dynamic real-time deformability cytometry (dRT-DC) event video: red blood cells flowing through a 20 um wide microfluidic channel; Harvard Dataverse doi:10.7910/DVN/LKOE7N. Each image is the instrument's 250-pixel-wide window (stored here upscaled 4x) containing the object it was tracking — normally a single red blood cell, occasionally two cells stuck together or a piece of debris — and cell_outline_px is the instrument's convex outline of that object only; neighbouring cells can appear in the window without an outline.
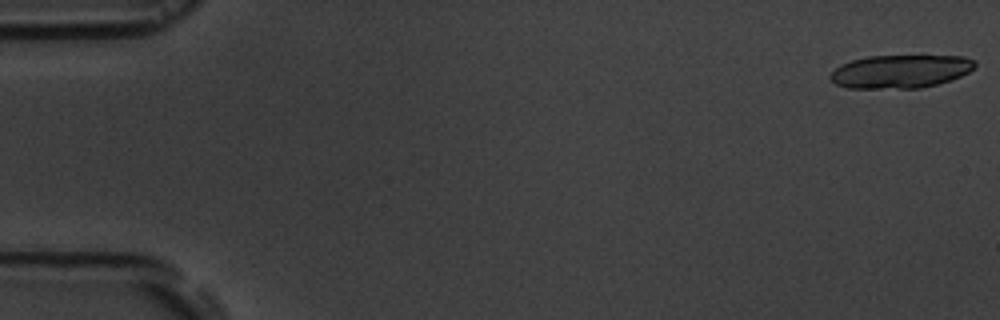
{"species": "common noctule bat (a hibernating species)", "species_latin": "Nyctalus noctula", "temperature_condition": "room temperature", "stored_images_in_passage": 17, "segment_of_instrument_passage": [1, 2], "camera_frame_rate_fps": 3000, "um_per_image_px": 0.085, "animal": {"sex": "male", "body_mass_g": 19.5, "forearm_length_mm": 54.6}, "frame": {"image": 1, "passage_image": 1, "time_ms": 0.0, "image_size_px": [1000, 320], "cell_outline_px": [[976, 68], [952, 80], [920, 88], [848, 88], [836, 84], [828, 76], [840, 64], [852, 60], [868, 56], [964, 56], [976, 60]], "centroid_in_image_um": [76.56, 6.07], "position_along_channel_um": 8.4, "area_um2": 28.09}}